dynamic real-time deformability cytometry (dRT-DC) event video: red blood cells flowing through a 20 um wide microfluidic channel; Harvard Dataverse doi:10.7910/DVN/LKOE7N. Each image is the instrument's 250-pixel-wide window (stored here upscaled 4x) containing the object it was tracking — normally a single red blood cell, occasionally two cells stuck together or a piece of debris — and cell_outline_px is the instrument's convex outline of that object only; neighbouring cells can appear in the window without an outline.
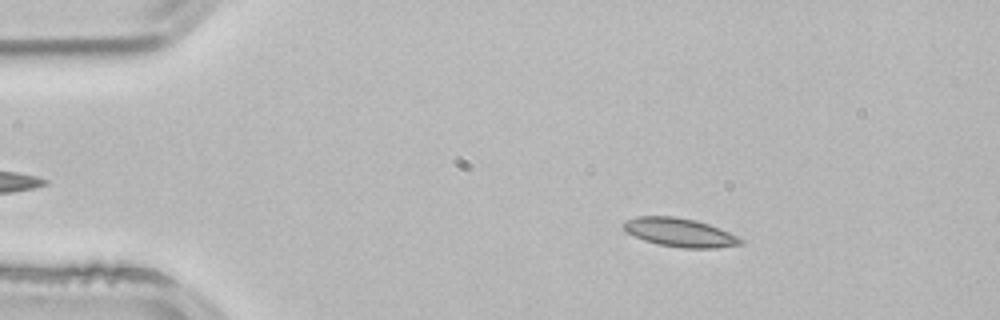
{"species": "common noctule bat (a hibernating species)", "species_latin": "Nyctalus noctula", "temperature_condition": "room temperature", "stored_images_in_passage": 52, "camera_frame_rate_fps": 3000, "um_per_image_px": 0.085, "animal": {"sex": "male", "body_mass_g": 21.5, "forearm_length_mm": 52.0}, "frame": {"image": 1, "passage_image": 8, "time_ms": 2.333, "image_size_px": [1000, 320], "cell_outline_px": [[744, 244], [716, 248], [684, 248], [660, 244], [644, 240], [628, 232], [620, 224], [624, 220], [636, 216], [672, 216], [696, 220], [708, 224], [728, 232], [744, 240]], "centroid_in_image_um": [57.77, 19.75], "position_along_channel_um": 27.2, "area_um2": 19.42}}
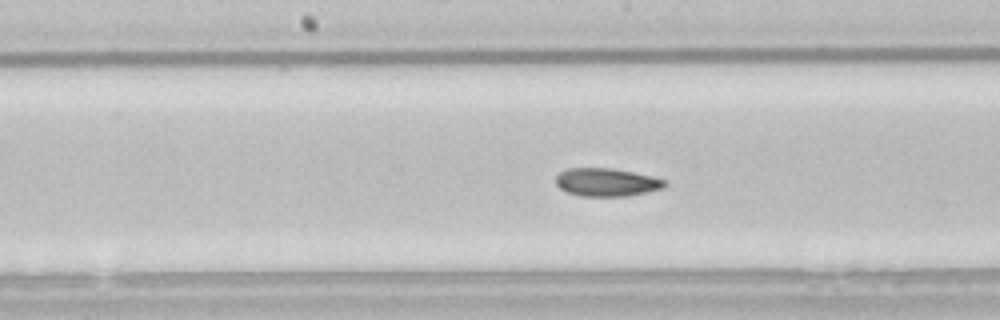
{"frame": {"image": 2, "passage_image": 26, "time_ms": 8.333, "image_size_px": [1000, 320], "cell_outline_px": [[668, 184], [664, 188], [648, 192], [628, 196], [580, 196], [568, 192], [560, 188], [556, 184], [556, 176], [560, 172], [568, 168], [612, 168], [652, 176], [664, 180]], "centroid_in_image_um": [51.57, 15.49], "position_along_channel_um": 196.6, "area_um2": 17.86}}
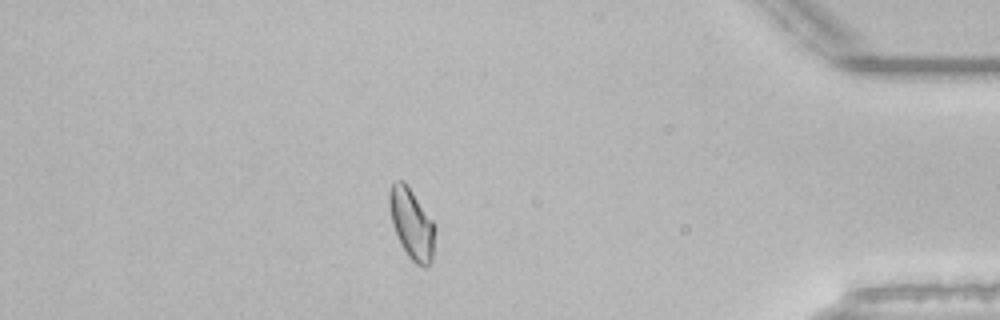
{"frame": {"image": 3, "passage_image": 45, "time_ms": 14.667, "image_size_px": [1000, 320], "cell_outline_px": [[436, 228], [432, 260], [424, 268], [416, 264], [408, 256], [400, 244], [392, 220], [388, 204], [388, 192], [392, 184], [396, 180], [404, 180], [432, 220]], "centroid_in_image_um": [34.99, 19.02], "position_along_channel_um": 400.2, "area_um2": 18.67}, "authors_computed_cell_mechanics": {"area_um2": 18.3226, "velocity_mm_per_s": 3.8574, "shape_relaxation_time_tau1_ms": 5.5273, "shape_relaxation_time_tau2_ms": 5.0468, "deformation_change_tau1": 0.1319, "deformation_change_tau2": 0.1029}}